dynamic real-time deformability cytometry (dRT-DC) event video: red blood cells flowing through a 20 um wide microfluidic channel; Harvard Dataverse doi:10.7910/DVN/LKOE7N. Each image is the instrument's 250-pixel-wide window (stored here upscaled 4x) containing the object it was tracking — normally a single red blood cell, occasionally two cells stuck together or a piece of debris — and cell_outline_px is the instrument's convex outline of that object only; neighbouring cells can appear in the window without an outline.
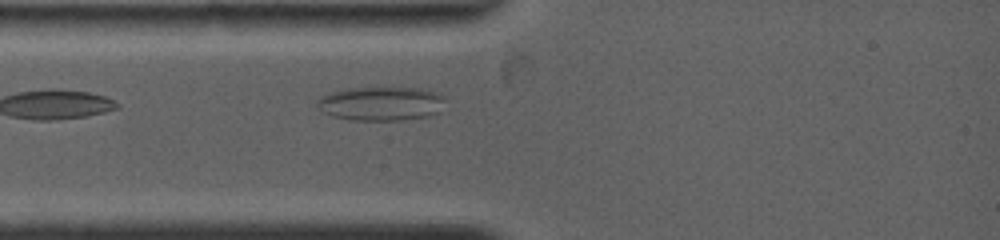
{"species": "common noctule bat (a hibernating species)", "species_latin": "Nyctalus noctula", "temperature_condition": "warm", "stored_images_in_passage": 3, "camera_frame_rate_fps": 4500, "um_per_image_px": 0.085, "animal": {"sex": "female", "body_mass_g": 19.0, "forearm_length_mm": 53.3}, "frame": {"image": 1, "passage_image": 1, "time_ms": 0.0, "image_size_px": [1000, 240], "cell_outline_px": [[448, 96], [440, 112], [428, 116], [400, 120], [348, 120], [332, 116], [320, 112], [316, 108], [316, 100], [320, 96], [328, 92], [348, 88], [420, 88], [436, 92]], "centroid_in_image_um": [32.36, 8.8], "position_along_channel_um": 52.6, "area_um2": 25.95}}